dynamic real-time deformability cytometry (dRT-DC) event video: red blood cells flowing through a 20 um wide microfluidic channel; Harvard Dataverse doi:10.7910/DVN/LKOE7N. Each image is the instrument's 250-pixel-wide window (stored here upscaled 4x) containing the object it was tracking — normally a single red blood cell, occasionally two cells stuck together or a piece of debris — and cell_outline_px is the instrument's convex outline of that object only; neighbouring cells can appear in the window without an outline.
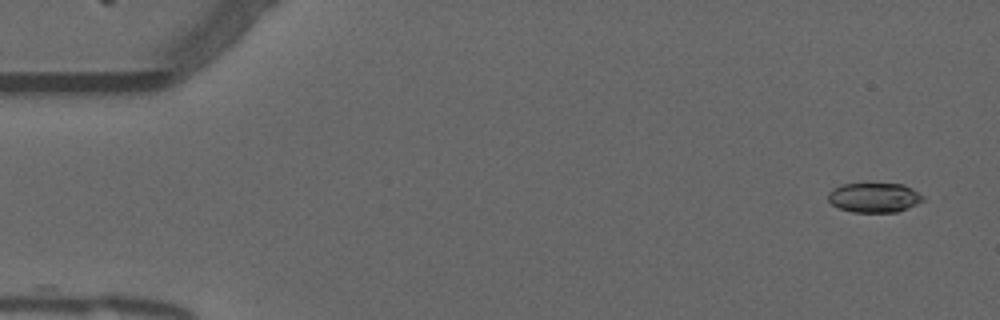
{"species": "common noctule bat (a hibernating species)", "species_latin": "Nyctalus noctula", "temperature_condition": "warm", "stored_images_in_passage": 27, "camera_frame_rate_fps": 3000, "um_per_image_px": 0.085, "animal": {"sex": "male", "forearm_length_mm": 52.5}, "frame": {"image": 1, "passage_image": 1, "time_ms": 0.0, "image_size_px": [1000, 320], "cell_outline_px": [[924, 200], [908, 208], [896, 212], [852, 212], [840, 208], [832, 204], [828, 200], [828, 192], [832, 188], [840, 184], [904, 184], [912, 188], [924, 196]], "centroid_in_image_um": [74.3, 16.79], "position_along_channel_um": 10.7, "area_um2": 16.42}}
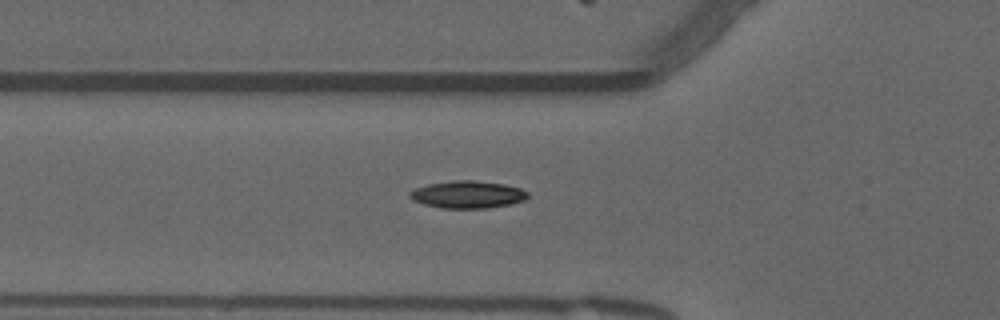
{"frame": {"image": 2, "passage_image": 17, "time_ms": 5.333, "image_size_px": [1000, 320], "cell_outline_px": [[528, 196], [524, 200], [512, 204], [488, 208], [440, 208], [424, 204], [412, 200], [408, 196], [408, 192], [416, 188], [428, 184], [452, 180], [472, 180], [504, 184], [520, 188], [528, 192]], "centroid_in_image_um": [39.73, 16.53], "position_along_channel_um": 86.1, "area_um2": 18.9}}
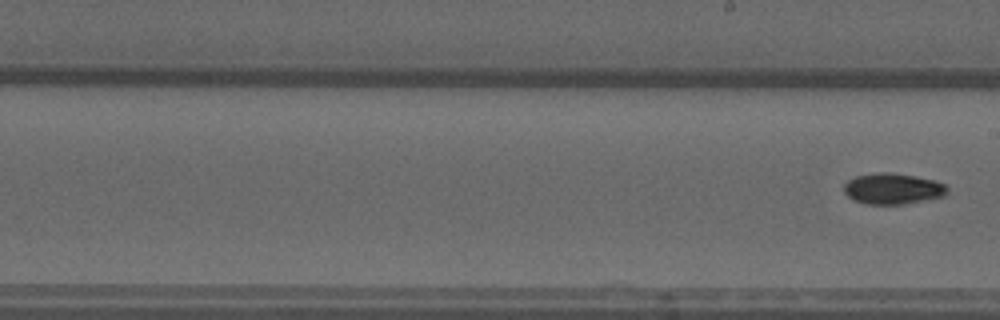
{"frame": {"image": 3, "passage_image": 27, "time_ms": 8.667, "image_size_px": [1000, 320], "cell_outline_px": [[948, 192], [944, 196], [904, 204], [864, 204], [852, 200], [844, 192], [844, 184], [848, 180], [856, 176], [880, 172], [884, 172], [916, 176], [936, 180], [944, 184], [948, 188]], "centroid_in_image_um": [75.88, 16.04], "position_along_channel_um": 213.1, "area_um2": 18.67}}